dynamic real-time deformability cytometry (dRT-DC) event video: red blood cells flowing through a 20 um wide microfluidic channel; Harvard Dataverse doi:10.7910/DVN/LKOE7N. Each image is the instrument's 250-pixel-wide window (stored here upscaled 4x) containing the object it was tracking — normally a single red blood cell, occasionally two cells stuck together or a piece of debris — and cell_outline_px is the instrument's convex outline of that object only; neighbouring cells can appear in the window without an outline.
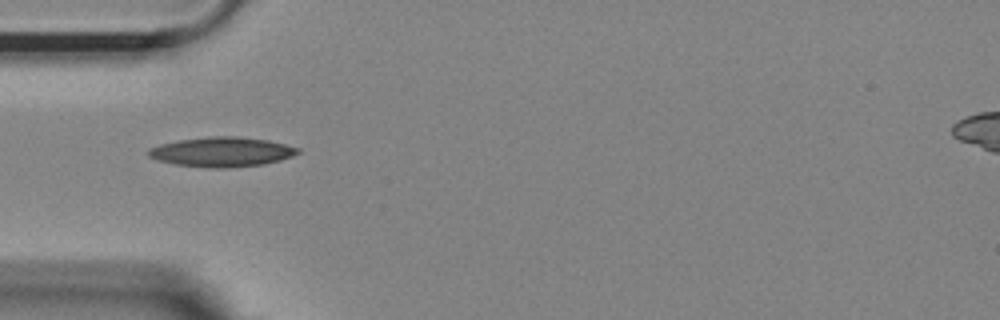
{"species": "Egyptian fruit bat (a non-hibernating species)", "species_latin": "Rousettus aegyptiacus", "temperature_condition": "room temperature", "stored_images_in_passage": 20, "camera_frame_rate_fps": 3000, "um_per_image_px": 0.085, "animal": {"sex": "female"}, "frame": {"image": 1, "passage_image": 1, "time_ms": 0.0, "image_size_px": [1000, 320], "cell_outline_px": [[300, 152], [292, 156], [280, 160], [264, 164], [228, 168], [208, 168], [176, 164], [156, 160], [148, 156], [148, 148], [160, 144], [180, 140], [212, 136], [236, 136], [268, 140], [300, 148]], "centroid_in_image_um": [18.85, 12.91], "position_along_channel_um": 66.2, "area_um2": 25.84}}
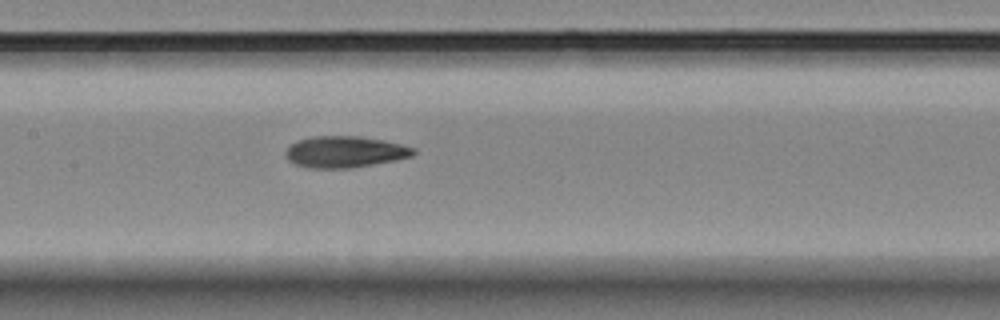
{"frame": {"image": 2, "passage_image": 10, "time_ms": 3.0, "image_size_px": [1000, 320], "cell_outline_px": [[416, 152], [412, 156], [396, 160], [352, 168], [308, 168], [296, 164], [288, 160], [284, 156], [284, 152], [296, 140], [312, 136], [356, 136], [384, 140], [416, 148]], "centroid_in_image_um": [29.3, 12.91], "position_along_channel_um": 178.1, "area_um2": 23.52}}
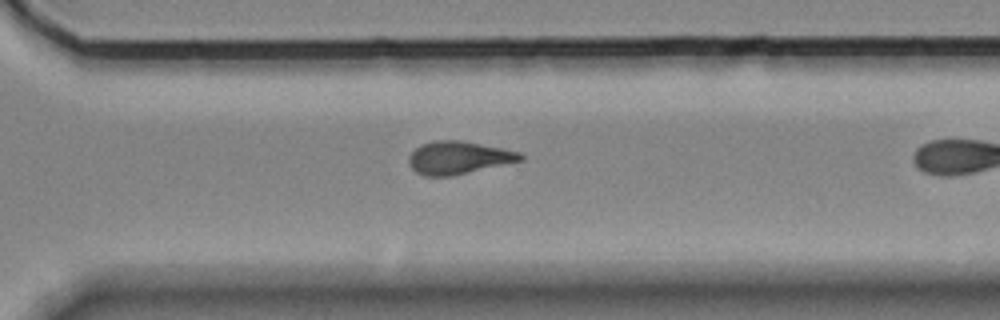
{"frame": {"image": 3, "passage_image": 19, "time_ms": 6.0, "image_size_px": [1000, 320], "cell_outline_px": [[524, 160], [452, 176], [424, 176], [416, 172], [408, 164], [408, 156], [420, 144], [432, 140], [460, 140], [504, 148], [520, 152], [524, 156]], "centroid_in_image_um": [38.97, 13.4], "position_along_channel_um": 331.6, "area_um2": 21.56}}